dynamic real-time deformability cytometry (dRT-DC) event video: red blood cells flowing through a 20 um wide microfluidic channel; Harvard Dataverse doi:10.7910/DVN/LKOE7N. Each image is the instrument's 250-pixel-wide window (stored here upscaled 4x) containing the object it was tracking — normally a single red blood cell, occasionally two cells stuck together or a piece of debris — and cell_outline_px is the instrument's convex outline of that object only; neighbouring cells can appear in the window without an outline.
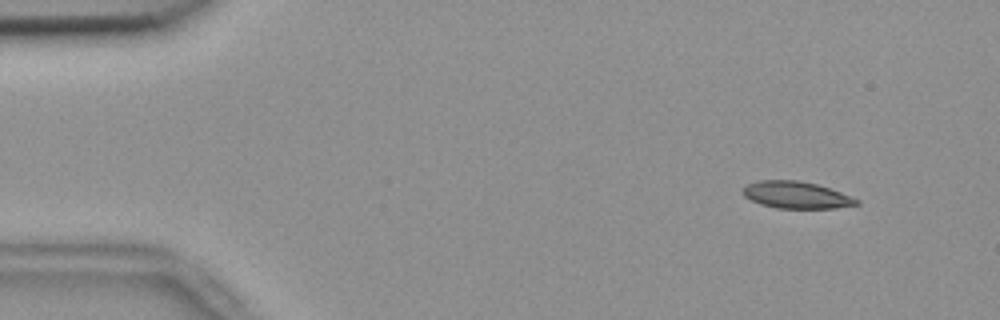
{"species": "common noctule bat (a hibernating species)", "species_latin": "Nyctalus noctula", "temperature_condition": "room temperature", "stored_images_in_passage": 55, "camera_frame_rate_fps": 3000, "um_per_image_px": 0.085, "animal": {"sex": "female", "body_mass_g": 18.4}, "frame": {"image": 1, "passage_image": 6, "time_ms": 1.667, "image_size_px": [1000, 320], "cell_outline_px": [[860, 204], [836, 208], [776, 208], [760, 204], [744, 196], [744, 188], [748, 184], [760, 180], [796, 180], [816, 184], [840, 192], [860, 200]], "centroid_in_image_um": [67.7, 16.58], "position_along_channel_um": 17.3, "area_um2": 17.63}}
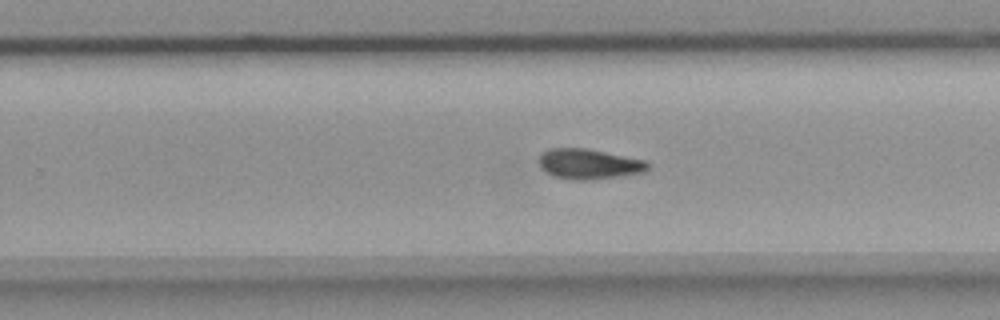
{"frame": {"image": 2, "passage_image": 35, "time_ms": 11.333, "image_size_px": [1000, 320], "cell_outline_px": [[648, 168], [644, 172], [624, 176], [592, 180], [572, 180], [552, 176], [540, 168], [540, 152], [548, 148], [588, 148], [644, 160], [648, 164]], "centroid_in_image_um": [50.02, 13.94], "position_along_channel_um": 279.8, "area_um2": 19.42}}
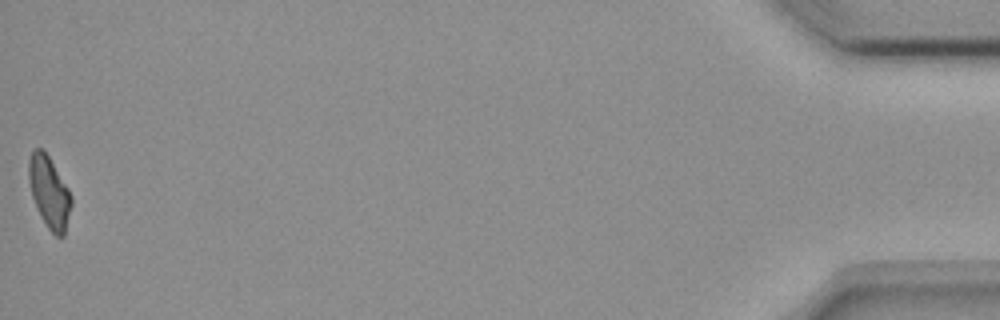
{"frame": {"image": 3, "passage_image": 55, "time_ms": 18.0, "image_size_px": [1000, 320], "cell_outline_px": [[72, 204], [64, 236], [56, 236], [48, 228], [40, 216], [32, 196], [28, 180], [28, 160], [32, 152], [36, 148], [44, 148], [68, 188], [72, 196]], "centroid_in_image_um": [4.18, 16.32], "position_along_channel_um": 431.0, "area_um2": 17.86}, "authors_computed_cell_mechanics": {"area_um2": 18.4382, "velocity_mm_per_s": 3.7365, "shape_relaxation_time_tau1_ms": 6.8626, "shape_relaxation_time_tau2_ms": null, "deformation_change_tau1": 0.1625, "deformation_change_tau2": null}}